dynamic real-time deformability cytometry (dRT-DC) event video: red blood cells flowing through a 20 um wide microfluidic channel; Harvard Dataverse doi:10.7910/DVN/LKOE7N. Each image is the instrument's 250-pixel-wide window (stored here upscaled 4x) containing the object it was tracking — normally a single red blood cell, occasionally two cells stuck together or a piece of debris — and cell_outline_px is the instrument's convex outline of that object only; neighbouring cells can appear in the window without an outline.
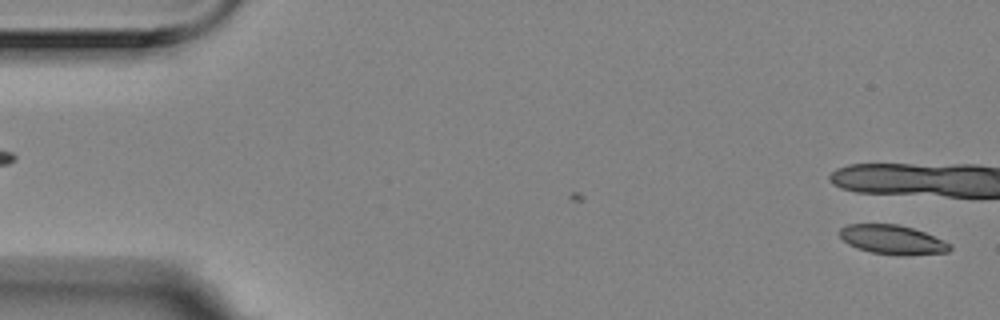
{"species": "Egyptian fruit bat (a non-hibernating species)", "species_latin": "Rousettus aegyptiacus", "temperature_condition": "room temperature", "stored_images_in_passage": 3, "camera_frame_rate_fps": 3000, "um_per_image_px": 0.085, "animal": {"sex": "female"}, "frame": {"image": 1, "passage_image": 3, "time_ms": 0.667, "image_size_px": [1000, 320], "cell_outline_px": [[952, 248], [948, 252], [904, 256], [900, 256], [872, 252], [848, 244], [840, 236], [840, 228], [848, 224], [896, 224], [912, 228], [924, 232], [952, 244]], "centroid_in_image_um": [75.89, 20.38], "position_along_channel_um": 9.1, "area_um2": 18.67}}